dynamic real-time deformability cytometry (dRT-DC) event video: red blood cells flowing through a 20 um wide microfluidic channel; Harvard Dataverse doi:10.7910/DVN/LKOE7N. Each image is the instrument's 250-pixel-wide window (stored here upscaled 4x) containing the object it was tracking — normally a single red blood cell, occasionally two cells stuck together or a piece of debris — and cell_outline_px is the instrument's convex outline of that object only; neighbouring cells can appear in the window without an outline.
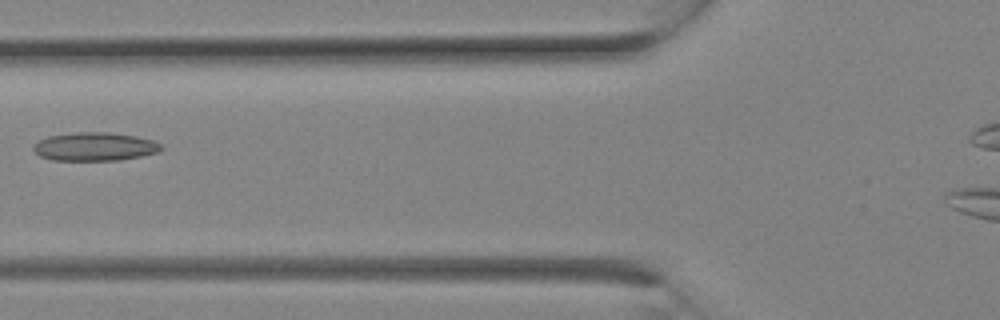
{"species": "Egyptian fruit bat (a non-hibernating species)", "species_latin": "Rousettus aegyptiacus", "temperature_condition": "room temperature", "stored_images_in_passage": 15, "camera_frame_rate_fps": 3000, "um_per_image_px": 0.085, "animal": {"sex": "female"}, "frame": {"image": 1, "passage_image": 11, "time_ms": 3.333, "image_size_px": [1000, 320], "cell_outline_px": [[164, 148], [160, 152], [120, 160], [52, 160], [40, 156], [32, 148], [40, 140], [48, 136], [76, 132], [108, 132], [136, 136], [152, 140], [160, 144]], "centroid_in_image_um": [8.08, 12.46], "position_along_channel_um": 117.7, "area_um2": 21.1}}
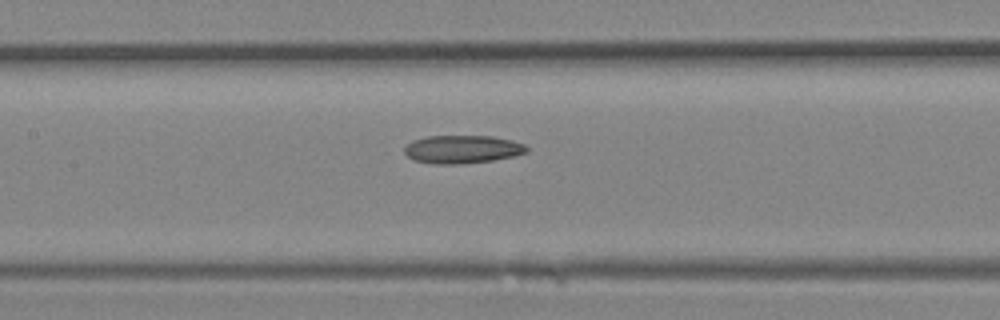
{"frame": {"image": 2, "passage_image": 13, "time_ms": 4.0, "image_size_px": [1000, 320], "cell_outline_px": [[528, 152], [512, 156], [492, 160], [460, 164], [432, 164], [412, 160], [404, 152], [404, 148], [412, 140], [428, 136], [492, 136], [512, 140], [524, 144], [528, 148]], "centroid_in_image_um": [39.27, 12.69], "position_along_channel_um": 168.1, "area_um2": 20.06}}
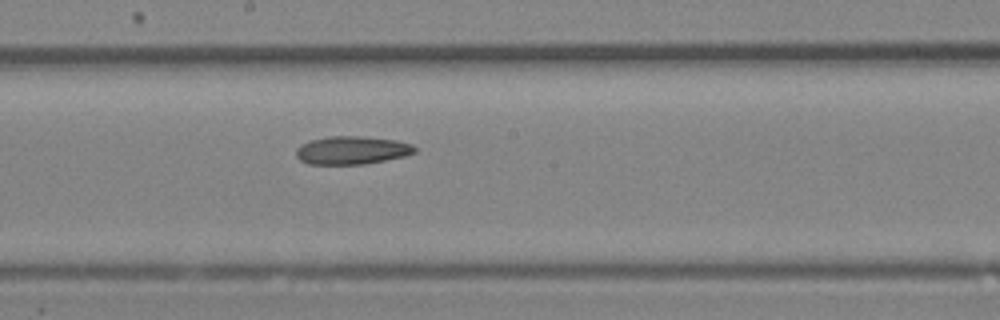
{"frame": {"image": 3, "passage_image": 15, "time_ms": 4.667, "image_size_px": [1000, 320], "cell_outline_px": [[416, 152], [404, 156], [364, 164], [308, 164], [300, 160], [296, 156], [296, 148], [300, 144], [312, 140], [328, 136], [360, 136], [396, 140], [412, 144], [416, 148]], "centroid_in_image_um": [29.89, 12.77], "position_along_channel_um": 218.3, "area_um2": 19.42}}